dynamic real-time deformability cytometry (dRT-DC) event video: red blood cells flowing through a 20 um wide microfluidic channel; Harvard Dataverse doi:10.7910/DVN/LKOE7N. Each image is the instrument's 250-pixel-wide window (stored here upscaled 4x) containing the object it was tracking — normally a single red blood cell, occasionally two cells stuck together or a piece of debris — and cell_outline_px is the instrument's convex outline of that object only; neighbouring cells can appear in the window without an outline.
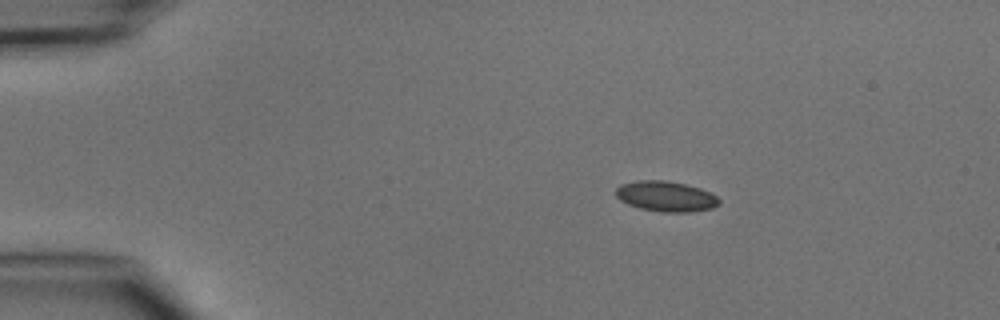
{"species": "common noctule bat (a hibernating species)", "species_latin": "Nyctalus noctula", "temperature_condition": "cold", "stored_images_in_passage": 4, "camera_frame_rate_fps": 3000, "um_per_image_px": 0.085, "animal": {"sex": "male", "body_mass_g": 15.6}, "frame": {"image": 1, "passage_image": 2, "time_ms": 1.333, "image_size_px": [1000, 320], "cell_outline_px": [[720, 204], [712, 208], [688, 212], [664, 212], [640, 208], [628, 204], [620, 200], [616, 196], [616, 188], [620, 184], [636, 180], [668, 180], [700, 188], [712, 192], [720, 200]], "centroid_in_image_um": [56.61, 16.68], "position_along_channel_um": 28.4, "area_um2": 18.38}}